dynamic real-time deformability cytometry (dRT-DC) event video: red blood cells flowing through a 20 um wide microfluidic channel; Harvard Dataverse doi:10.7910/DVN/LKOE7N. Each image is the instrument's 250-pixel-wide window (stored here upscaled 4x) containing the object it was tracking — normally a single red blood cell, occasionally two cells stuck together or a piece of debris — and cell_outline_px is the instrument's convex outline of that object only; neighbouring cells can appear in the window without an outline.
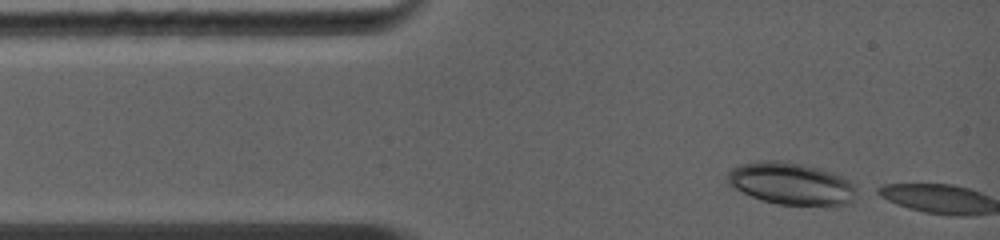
{"species": "common noctule bat (a hibernating species)", "species_latin": "Nyctalus noctula", "temperature_condition": "warm", "stored_images_in_passage": 2, "camera_frame_rate_fps": 5000, "um_per_image_px": 0.085, "animal": {"sex": "female", "body_mass_g": 19.0, "forearm_length_mm": 56.7}, "frame": {"image": 1, "passage_image": 1, "time_ms": 0.0, "image_size_px": [1000, 240], "cell_outline_px": [[860, 188], [852, 200], [848, 204], [832, 208], [776, 204], [752, 196], [728, 184], [724, 180], [724, 176], [732, 168], [740, 164], [760, 160], [788, 160], [804, 164], [832, 172], [848, 180]], "centroid_in_image_um": [67.3, 15.63], "position_along_channel_um": 17.7, "area_um2": 32.77}}